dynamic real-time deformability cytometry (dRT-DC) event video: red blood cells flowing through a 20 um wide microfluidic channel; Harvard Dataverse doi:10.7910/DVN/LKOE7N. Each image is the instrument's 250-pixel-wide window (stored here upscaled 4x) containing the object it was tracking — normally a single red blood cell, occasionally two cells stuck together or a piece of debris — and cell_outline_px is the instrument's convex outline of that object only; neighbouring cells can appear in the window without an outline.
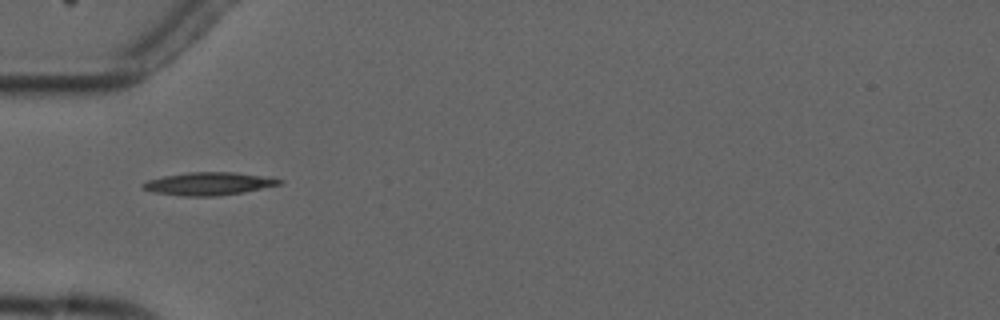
{"species": "common noctule bat (a hibernating species)", "species_latin": "Nyctalus noctula", "temperature_condition": "cold", "stored_images_in_passage": 9, "camera_frame_rate_fps": 3000, "um_per_image_px": 0.085, "animal": {"sex": "male", "forearm_length_mm": 52.5}, "frame": {"image": 1, "passage_image": 4, "time_ms": 5.0, "image_size_px": [1000, 320], "cell_outline_px": [[284, 180], [280, 184], [244, 192], [216, 196], [184, 196], [156, 192], [140, 188], [140, 184], [148, 180], [164, 176], [188, 172], [236, 172]], "centroid_in_image_um": [17.69, 15.61], "position_along_channel_um": 67.3, "area_um2": 17.98}}
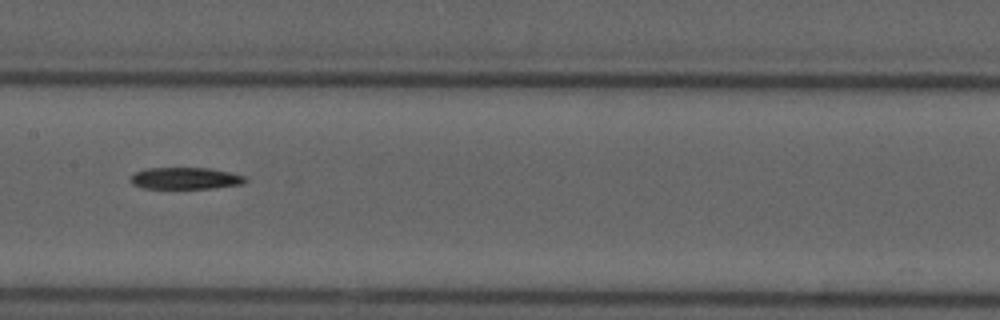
{"frame": {"image": 2, "passage_image": 7, "time_ms": 8.333, "image_size_px": [1000, 320], "cell_outline_px": [[248, 180], [244, 184], [212, 188], [144, 188], [132, 184], [132, 176], [136, 172], [148, 168], [208, 168], [248, 176]], "centroid_in_image_um": [15.83, 15.16], "position_along_channel_um": 191.6, "area_um2": 14.45}}
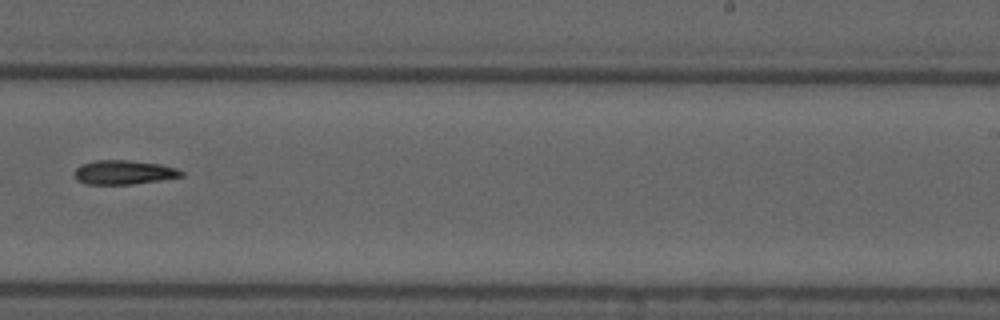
{"frame": {"image": 3, "passage_image": 9, "time_ms": 10.667, "image_size_px": [1000, 320], "cell_outline_px": [[184, 176], [160, 180], [132, 184], [84, 184], [76, 180], [72, 172], [80, 164], [92, 160], [128, 160], [160, 164], [176, 168], [184, 172]], "centroid_in_image_um": [10.46, 14.64], "position_along_channel_um": 278.5, "area_um2": 15.26}}